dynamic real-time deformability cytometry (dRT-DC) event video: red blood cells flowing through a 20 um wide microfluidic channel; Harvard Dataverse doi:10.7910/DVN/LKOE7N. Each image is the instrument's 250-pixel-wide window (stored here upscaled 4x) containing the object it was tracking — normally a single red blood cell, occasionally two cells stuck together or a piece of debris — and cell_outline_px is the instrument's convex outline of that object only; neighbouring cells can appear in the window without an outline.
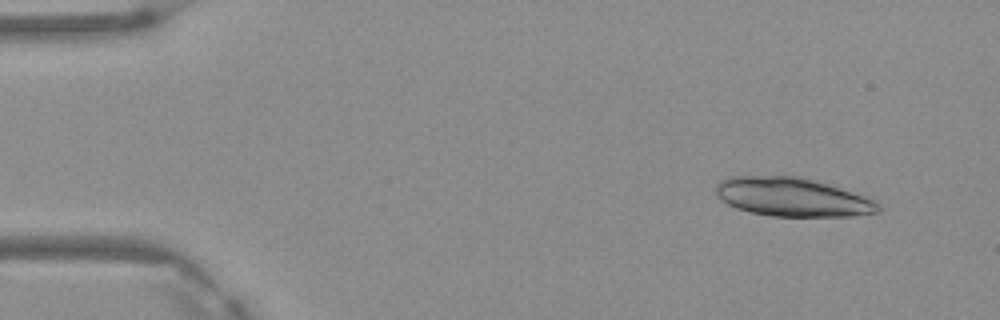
{"species": "Egyptian fruit bat (a non-hibernating species)", "species_latin": "Rousettus aegyptiacus", "temperature_condition": "warm", "stored_images_in_passage": 6, "camera_frame_rate_fps": 3000, "um_per_image_px": 0.085, "frame": {"image": 1, "passage_image": 2, "time_ms": 0.333, "image_size_px": [1000, 320], "cell_outline_px": [[880, 212], [852, 216], [772, 216], [748, 212], [736, 208], [720, 200], [716, 196], [716, 184], [720, 180], [728, 176], [800, 176], [816, 180], [864, 196], [880, 204]], "centroid_in_image_um": [67.3, 16.75], "position_along_channel_um": 17.7, "area_um2": 36.76}}